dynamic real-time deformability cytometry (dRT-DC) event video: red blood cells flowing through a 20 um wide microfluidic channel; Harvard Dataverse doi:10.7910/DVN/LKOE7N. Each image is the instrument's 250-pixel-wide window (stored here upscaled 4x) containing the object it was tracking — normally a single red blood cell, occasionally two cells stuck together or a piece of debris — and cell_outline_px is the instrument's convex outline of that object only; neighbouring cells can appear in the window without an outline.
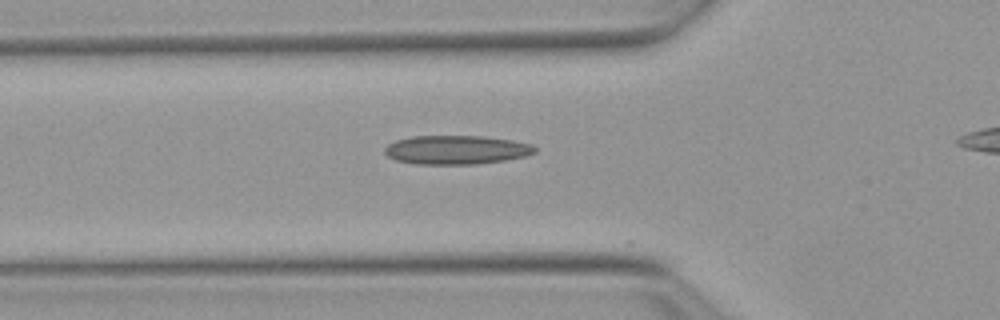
{"species": "Egyptian fruit bat (a non-hibernating species)", "species_latin": "Rousettus aegyptiacus", "temperature_condition": "warm", "stored_images_in_passage": 31, "camera_frame_rate_fps": 3000, "um_per_image_px": 0.085, "animal": {"sex": "female"}, "frame": {"image": 1, "passage_image": 3, "time_ms": 0.667, "image_size_px": [1000, 320], "cell_outline_px": [[536, 152], [524, 156], [504, 160], [476, 164], [416, 164], [396, 160], [388, 156], [384, 152], [384, 148], [388, 144], [396, 140], [412, 136], [480, 136], [512, 140], [532, 144], [536, 148]], "centroid_in_image_um": [38.77, 12.73], "position_along_channel_um": 87.0, "area_um2": 25.2}}
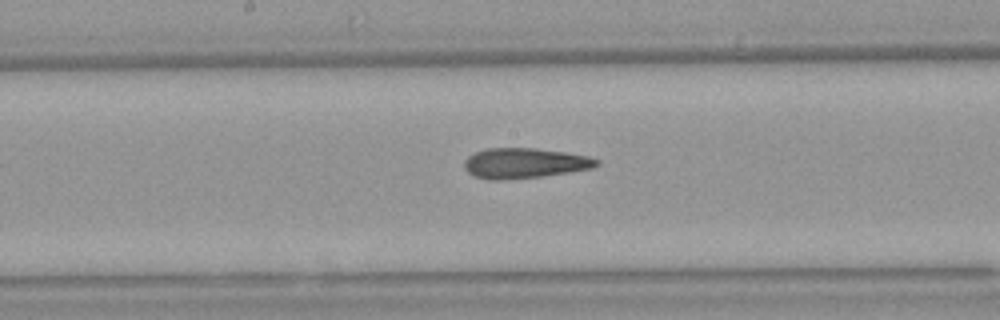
{"frame": {"image": 2, "passage_image": 12, "time_ms": 3.667, "image_size_px": [1000, 320], "cell_outline_px": [[600, 164], [592, 168], [544, 176], [500, 180], [488, 180], [472, 176], [464, 168], [464, 160], [468, 156], [476, 152], [488, 148], [536, 148], [564, 152], [588, 156], [600, 160]], "centroid_in_image_um": [44.57, 13.87], "position_along_channel_um": 203.6, "area_um2": 23.41}}
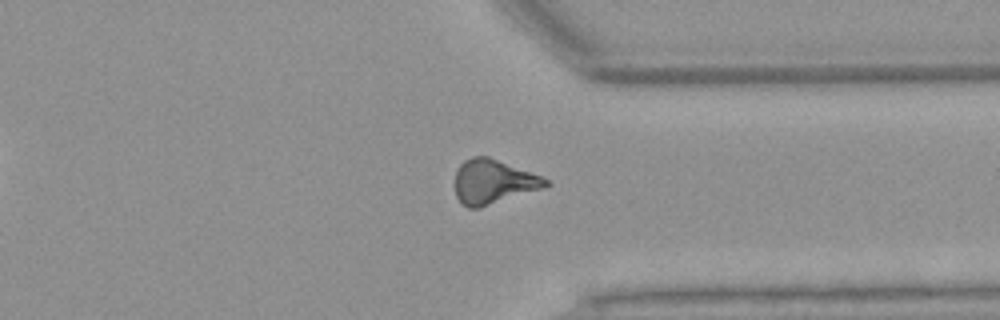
{"frame": {"image": 3, "passage_image": 25, "time_ms": 8.0, "image_size_px": [1000, 320], "cell_outline_px": [[552, 184], [544, 188], [480, 208], [468, 208], [456, 196], [456, 172], [460, 164], [464, 160], [472, 156], [488, 156], [540, 176], [548, 180]], "centroid_in_image_um": [41.93, 15.45], "position_along_channel_um": 369.5, "area_um2": 23.24}, "authors_computed_cell_mechanics": {"area_um2": 22.9466, "velocity_mm_per_s": 3.8716, "shape_relaxation_time_tau1_ms": null, "shape_relaxation_time_tau2_ms": 3.8517, "deformation_change_tau1": null, "deformation_change_tau2": 0.1312}}